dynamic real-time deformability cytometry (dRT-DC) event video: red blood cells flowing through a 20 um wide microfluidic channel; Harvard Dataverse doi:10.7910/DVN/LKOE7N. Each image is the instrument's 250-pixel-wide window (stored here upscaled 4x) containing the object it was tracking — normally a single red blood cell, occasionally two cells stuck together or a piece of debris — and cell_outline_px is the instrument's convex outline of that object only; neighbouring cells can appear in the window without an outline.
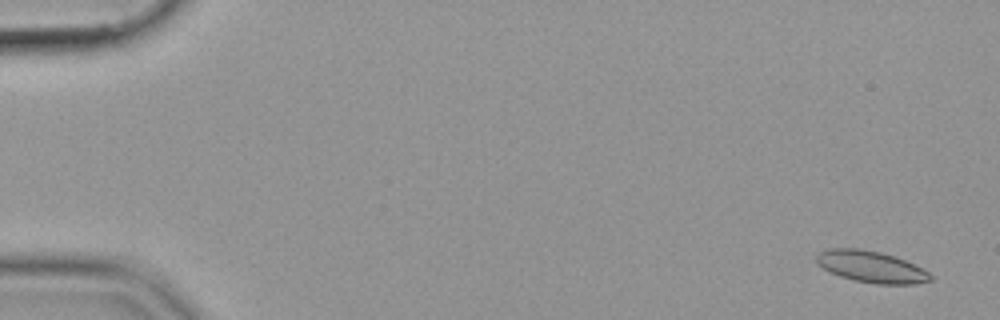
{"species": "common noctule bat (a hibernating species)", "species_latin": "Nyctalus noctula", "temperature_condition": "cold", "stored_images_in_passage": 56, "camera_frame_rate_fps": 3000, "um_per_image_px": 0.085, "animal": {"sex": "female", "body_mass_g": 19.9}, "frame": {"image": 1, "passage_image": 2, "time_ms": 0.333, "image_size_px": [1000, 320], "cell_outline_px": [[932, 280], [916, 284], [876, 284], [856, 280], [840, 276], [828, 272], [816, 264], [816, 256], [820, 252], [828, 248], [860, 248], [880, 252], [896, 256], [928, 272], [932, 276]], "centroid_in_image_um": [74.01, 22.67], "position_along_channel_um": 11.0, "area_um2": 20.98}}
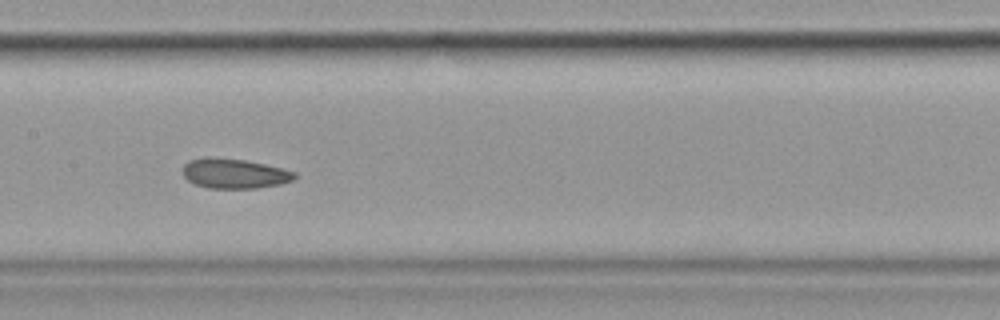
{"frame": {"image": 2, "passage_image": 28, "time_ms": 9.0, "image_size_px": [1000, 320], "cell_outline_px": [[296, 176], [292, 180], [280, 184], [256, 188], [208, 188], [196, 184], [188, 180], [184, 176], [184, 164], [188, 160], [208, 156], [244, 160], [264, 164], [296, 172]], "centroid_in_image_um": [19.9, 14.74], "position_along_channel_um": 187.5, "area_um2": 19.31}}
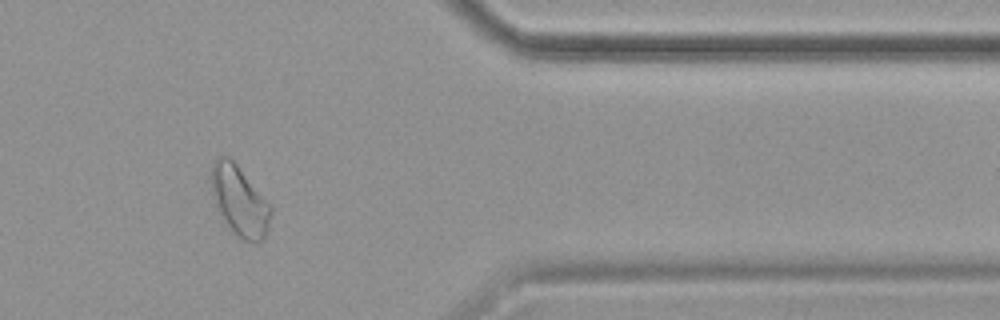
{"frame": {"image": 3, "passage_image": 46, "time_ms": 15.0, "image_size_px": [1000, 320], "cell_outline_px": [[272, 212], [268, 228], [264, 236], [256, 244], [252, 244], [244, 240], [228, 224], [216, 208], [212, 196], [208, 180], [212, 164], [220, 156], [228, 156], [236, 164], [272, 208]], "centroid_in_image_um": [20.31, 17.05], "position_along_channel_um": 391.1, "area_um2": 23.93}}